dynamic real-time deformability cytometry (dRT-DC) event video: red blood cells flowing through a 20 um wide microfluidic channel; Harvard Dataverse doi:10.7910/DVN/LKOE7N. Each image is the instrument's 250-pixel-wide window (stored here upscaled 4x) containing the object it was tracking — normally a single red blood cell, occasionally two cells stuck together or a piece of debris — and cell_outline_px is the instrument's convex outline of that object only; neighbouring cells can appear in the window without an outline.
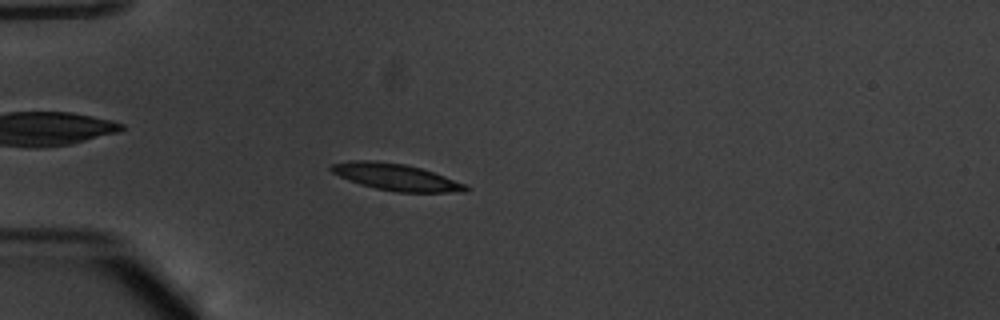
{"species": "common noctule bat (a hibernating species)", "species_latin": "Nyctalus noctula", "temperature_condition": "warm", "stored_images_in_passage": 54, "camera_frame_rate_fps": 3000, "um_per_image_px": 0.085, "animal": {"sex": "male", "body_mass_g": 20.1, "forearm_length_mm": 53.5}, "frame": {"image": 1, "passage_image": 16, "time_ms": 5.0, "image_size_px": [1000, 320], "cell_outline_px": [[472, 188], [468, 192], [396, 192], [376, 188], [360, 184], [348, 180], [332, 172], [328, 168], [332, 164], [348, 160], [372, 160], [404, 164], [420, 168], [444, 176], [464, 184]], "centroid_in_image_um": [33.64, 15.05], "position_along_channel_um": 51.4, "area_um2": 20.87}}
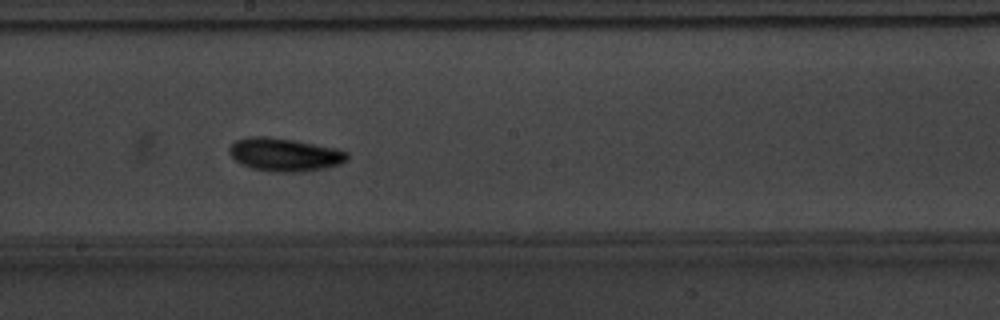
{"frame": {"image": 2, "passage_image": 31, "time_ms": 10.0, "image_size_px": [1000, 320], "cell_outline_px": [[348, 160], [340, 164], [324, 168], [300, 172], [268, 172], [252, 168], [240, 164], [228, 152], [228, 148], [236, 140], [248, 136], [268, 136], [292, 140], [336, 148], [348, 152]], "centroid_in_image_um": [24.17, 13.15], "position_along_channel_um": 224.0, "area_um2": 22.89}}
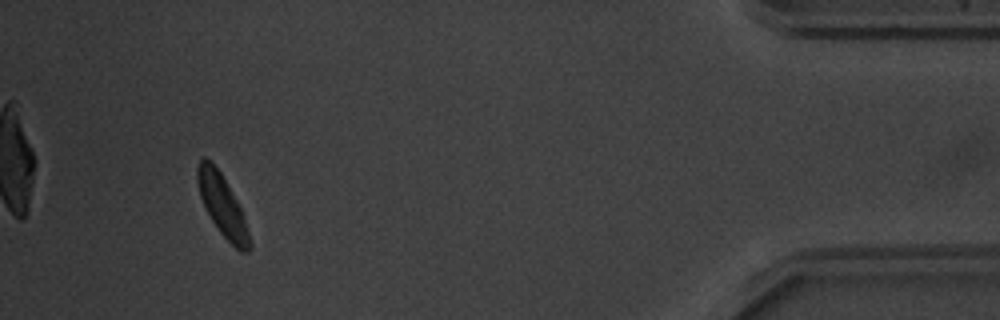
{"frame": {"image": 3, "passage_image": 51, "time_ms": 16.667, "image_size_px": [1000, 320], "cell_outline_px": [[252, 248], [248, 252], [240, 252], [220, 232], [212, 220], [200, 196], [196, 180], [196, 168], [200, 160], [204, 156], [220, 172], [236, 200], [240, 208], [252, 244]], "centroid_in_image_um": [18.89, 17.48], "position_along_channel_um": 416.3, "area_um2": 18.03}, "authors_computed_cell_mechanics": {"area_um2": 19.7965, "velocity_mm_per_s": 3.7831, "shape_relaxation_time_tau1_ms": 2.0025, "shape_relaxation_time_tau2_ms": 8.1714, "deformation_change_tau1": 0.1216, "deformation_change_tau2": 0.1351}}